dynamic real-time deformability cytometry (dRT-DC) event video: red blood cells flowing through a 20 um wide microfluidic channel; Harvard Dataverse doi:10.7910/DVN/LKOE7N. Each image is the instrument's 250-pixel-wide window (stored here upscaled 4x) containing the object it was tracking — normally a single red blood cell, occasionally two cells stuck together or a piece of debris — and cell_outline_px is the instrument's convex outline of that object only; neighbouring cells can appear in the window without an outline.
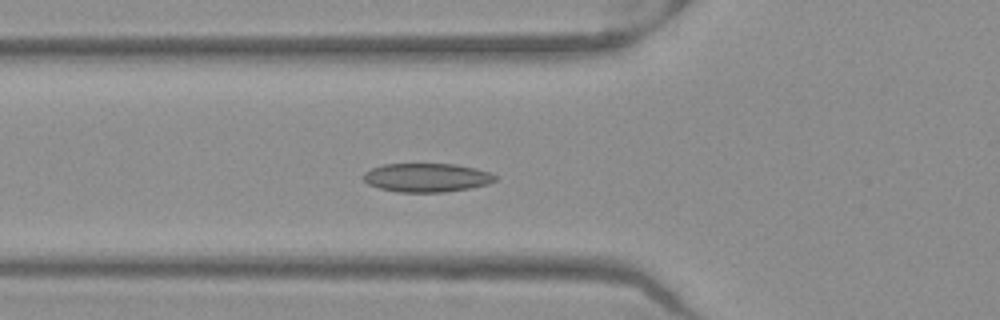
{"species": "Egyptian fruit bat (a non-hibernating species)", "species_latin": "Rousettus aegyptiacus", "temperature_condition": "warm", "stored_images_in_passage": 52, "camera_frame_rate_fps": 3000, "um_per_image_px": 0.085, "frame": {"image": 1, "passage_image": 19, "time_ms": 6.0, "image_size_px": [1000, 320], "cell_outline_px": [[496, 180], [488, 184], [468, 188], [444, 192], [396, 192], [380, 188], [368, 184], [364, 180], [364, 172], [372, 168], [384, 164], [456, 164], [476, 168], [488, 172], [496, 176]], "centroid_in_image_um": [36.26, 15.09], "position_along_channel_um": 89.5, "area_um2": 21.96}}
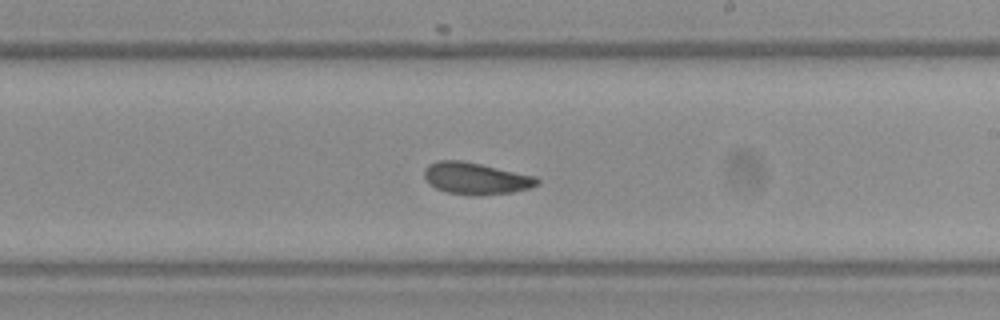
{"frame": {"image": 2, "passage_image": 31, "time_ms": 10.0, "image_size_px": [1000, 320], "cell_outline_px": [[540, 184], [528, 188], [512, 192], [480, 196], [476, 196], [448, 192], [436, 188], [428, 184], [424, 176], [424, 168], [428, 164], [436, 160], [460, 160], [480, 164], [536, 176], [540, 180]], "centroid_in_image_um": [40.43, 15.16], "position_along_channel_um": 248.6, "area_um2": 21.04}}
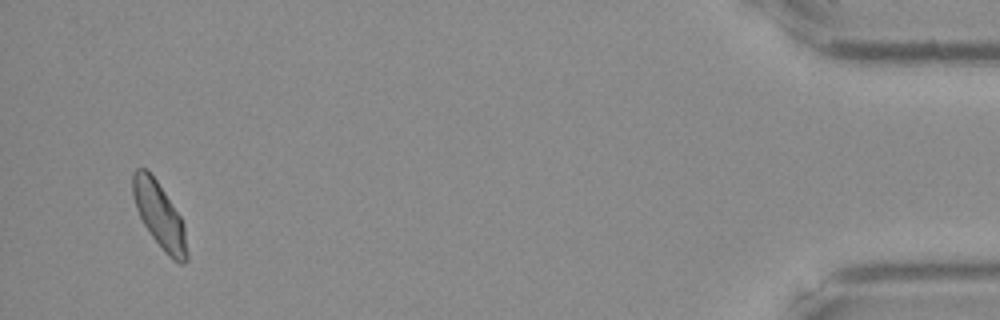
{"frame": {"image": 3, "passage_image": 50, "time_ms": 16.333, "image_size_px": [1000, 320], "cell_outline_px": [[188, 260], [184, 264], [180, 264], [172, 260], [164, 252], [152, 236], [144, 224], [136, 208], [132, 192], [132, 172], [136, 168], [148, 168], [180, 216], [184, 224], [188, 252]], "centroid_in_image_um": [13.56, 18.32], "position_along_channel_um": 421.6, "area_um2": 20.75}, "authors_computed_cell_mechanics": {"area_um2": 21.097, "velocity_mm_per_s": 3.9619, "shape_relaxation_time_tau1_ms": 8.6945, "shape_relaxation_time_tau2_ms": 1.6899, "deformation_change_tau1": 0.1703, "deformation_change_tau2": 0.0727}}